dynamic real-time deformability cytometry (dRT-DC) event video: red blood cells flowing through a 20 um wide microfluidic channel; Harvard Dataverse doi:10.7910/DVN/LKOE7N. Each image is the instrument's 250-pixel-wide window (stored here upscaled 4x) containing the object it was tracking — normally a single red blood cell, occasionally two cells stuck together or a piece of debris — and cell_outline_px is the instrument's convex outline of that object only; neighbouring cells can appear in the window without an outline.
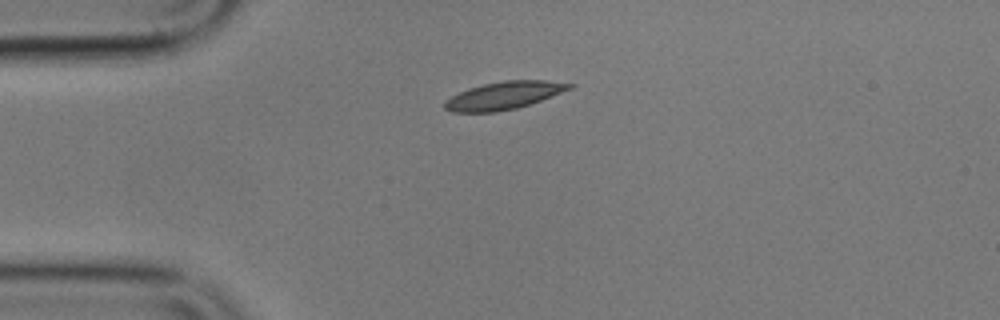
{"species": "common noctule bat (a hibernating species)", "species_latin": "Nyctalus noctula", "temperature_condition": "cold", "stored_images_in_passage": 33, "camera_frame_rate_fps": 3000, "um_per_image_px": 0.085, "animal": {"sex": "male", "body_mass_g": 17.9}, "frame": {"image": 1, "passage_image": 1, "time_ms": 0.0, "image_size_px": [1000, 320], "cell_outline_px": [[576, 84], [572, 88], [540, 100], [516, 108], [496, 112], [452, 112], [444, 108], [444, 100], [468, 88], [484, 84], [504, 80], [544, 80]], "centroid_in_image_um": [42.81, 8.11], "position_along_channel_um": 42.2, "area_um2": 19.94}}
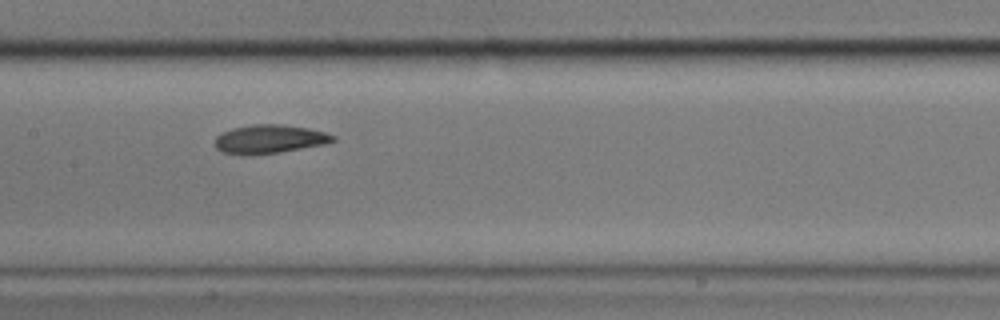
{"frame": {"image": 2, "passage_image": 15, "time_ms": 4.667, "image_size_px": [1000, 320], "cell_outline_px": [[336, 140], [324, 144], [280, 152], [256, 156], [240, 156], [220, 152], [212, 144], [216, 136], [220, 132], [232, 128], [252, 124], [280, 124], [308, 128], [324, 132], [336, 136]], "centroid_in_image_um": [22.8, 11.84], "position_along_channel_um": 184.6, "area_um2": 20.29}}
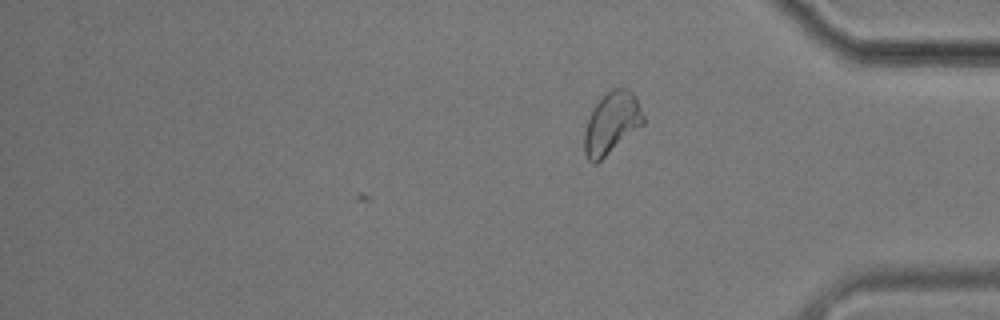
{"frame": {"image": 3, "passage_image": 33, "time_ms": 10.667, "image_size_px": [1000, 320], "cell_outline_px": [[644, 124], [596, 164], [592, 164], [588, 160], [584, 152], [584, 132], [588, 116], [592, 108], [612, 88], [628, 88], [636, 96], [644, 116]], "centroid_in_image_um": [51.98, 10.47], "position_along_channel_um": 383.2, "area_um2": 21.27}, "authors_computed_cell_mechanics": {"area_um2": 19.8832, "velocity_mm_per_s": 3.5246, "shape_relaxation_time_tau1_ms": 4.1058, "shape_relaxation_time_tau2_ms": 2.6237, "deformation_change_tau1": 0.1198, "deformation_change_tau2": 0.0742}}